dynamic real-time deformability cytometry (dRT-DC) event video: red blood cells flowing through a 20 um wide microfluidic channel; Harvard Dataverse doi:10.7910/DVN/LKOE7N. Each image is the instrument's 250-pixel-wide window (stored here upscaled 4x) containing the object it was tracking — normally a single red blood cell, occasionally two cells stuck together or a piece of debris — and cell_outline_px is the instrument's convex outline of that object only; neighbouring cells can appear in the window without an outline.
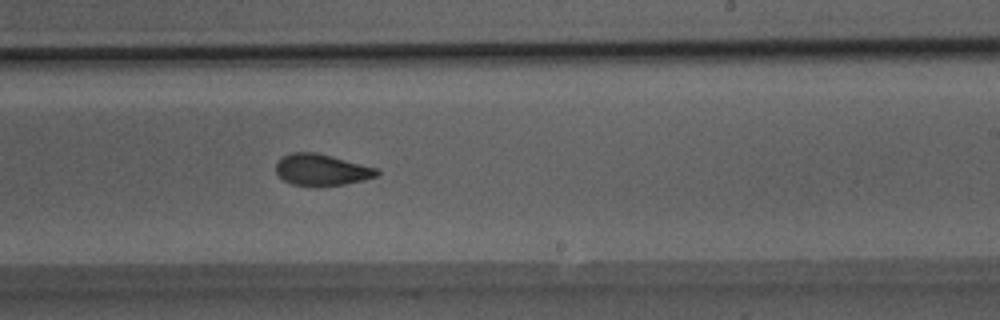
{"species": "Egyptian fruit bat (a non-hibernating species)", "species_latin": "Rousettus aegyptiacus", "temperature_condition": "room temperature", "stored_images_in_passage": 50, "segment_of_instrument_passage": [1, 2], "camera_frame_rate_fps": 3000, "um_per_image_px": 0.085, "animal": {"sex": "male"}, "frame": {"image": 1, "passage_image": 30, "time_ms": 9.667, "image_size_px": [1000, 320], "cell_outline_px": [[380, 176], [364, 180], [344, 184], [320, 188], [316, 188], [292, 184], [284, 180], [276, 172], [276, 164], [284, 156], [292, 152], [316, 152], [380, 168]], "centroid_in_image_um": [27.4, 14.46], "position_along_channel_um": 261.6, "area_um2": 19.02}}
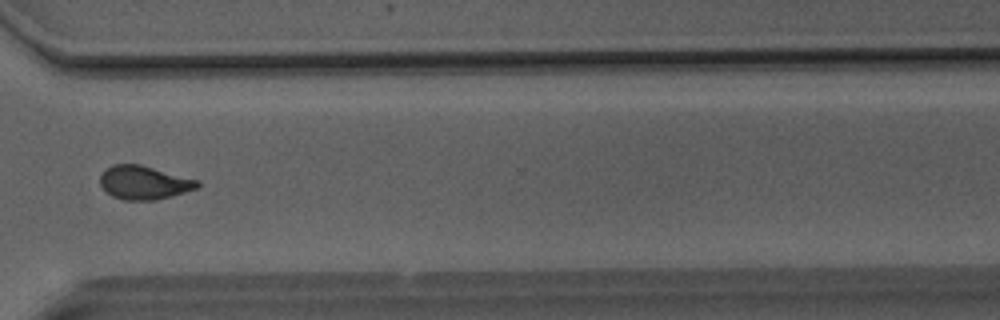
{"frame": {"image": 2, "passage_image": 37, "time_ms": 12.0, "image_size_px": [1000, 320], "cell_outline_px": [[200, 184], [196, 188], [172, 196], [156, 200], [124, 200], [112, 196], [100, 184], [100, 176], [112, 164], [140, 164], [196, 180]], "centroid_in_image_um": [12.21, 15.52], "position_along_channel_um": 358.4, "area_um2": 18.67}}
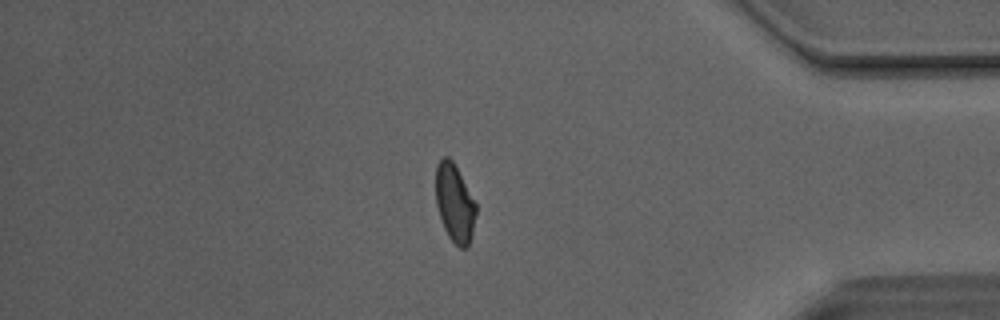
{"frame": {"image": 3, "passage_image": 42, "time_ms": 13.667, "image_size_px": [1000, 320], "cell_outline_px": [[476, 212], [472, 236], [468, 248], [460, 248], [448, 236], [444, 228], [436, 204], [436, 164], [444, 156], [448, 156], [452, 160], [476, 204]], "centroid_in_image_um": [38.64, 17.28], "position_along_channel_um": 396.6, "area_um2": 18.09}}